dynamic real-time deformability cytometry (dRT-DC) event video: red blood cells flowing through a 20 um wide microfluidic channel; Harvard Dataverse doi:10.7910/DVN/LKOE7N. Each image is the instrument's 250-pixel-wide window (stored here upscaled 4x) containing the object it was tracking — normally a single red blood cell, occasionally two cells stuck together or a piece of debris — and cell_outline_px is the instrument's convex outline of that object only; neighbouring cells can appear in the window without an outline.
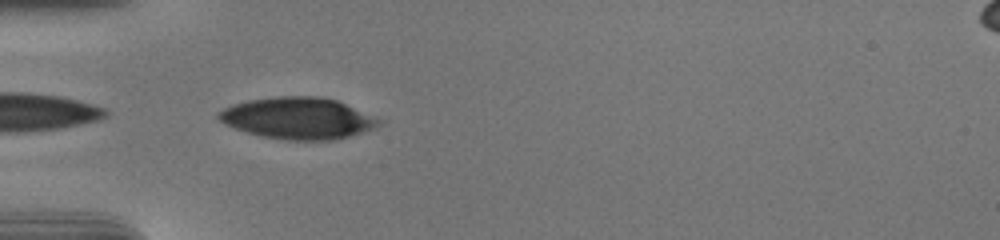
{"species": "human", "species_latin": "Homo sapiens", "temperature_condition": "cold", "stored_images_in_passage": 38, "camera_frame_rate_fps": 3000, "um_per_image_px": 0.085, "donor": {"sex": "male"}, "frame": {"image": 1, "passage_image": 1, "time_ms": 0.0, "image_size_px": [1000, 240], "cell_outline_px": [[380, 124], [372, 128], [336, 140], [288, 140], [264, 136], [248, 132], [224, 124], [216, 116], [216, 112], [232, 104], [248, 100], [276, 96], [320, 96], [336, 100], [380, 120]], "centroid_in_image_um": [25.25, 10.04], "position_along_channel_um": 59.7, "area_um2": 38.32}}
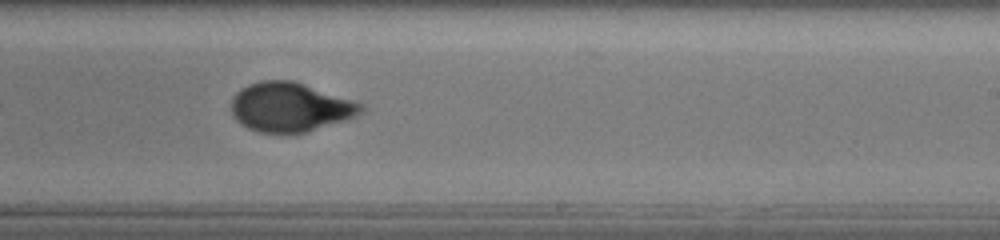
{"frame": {"image": 2, "passage_image": 18, "time_ms": 5.667, "image_size_px": [1000, 240], "cell_outline_px": [[368, 108], [364, 112], [348, 120], [308, 132], [256, 132], [248, 128], [236, 120], [232, 116], [232, 96], [240, 88], [248, 84], [260, 80], [292, 80], [364, 104]], "centroid_in_image_um": [24.68, 9.1], "position_along_channel_um": 264.3, "area_um2": 37.45}}
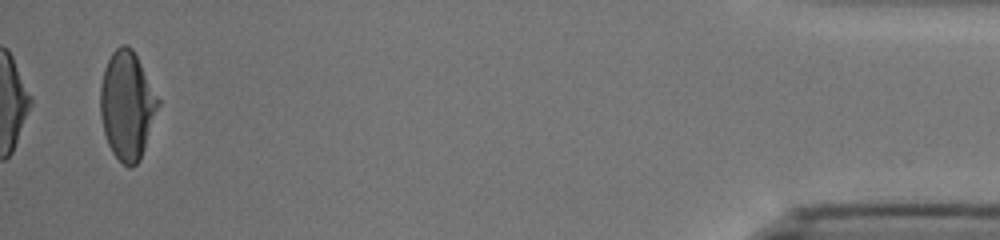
{"frame": {"image": 3, "passage_image": 37, "time_ms": 12.0, "image_size_px": [1000, 240], "cell_outline_px": [[160, 104], [140, 160], [132, 168], [128, 168], [112, 152], [108, 144], [104, 132], [100, 116], [100, 84], [104, 68], [112, 52], [120, 44], [128, 44], [132, 48], [160, 100]], "centroid_in_image_um": [10.79, 8.95], "position_along_channel_um": 424.4, "area_um2": 36.47}, "authors_computed_cell_mechanics": {"area_um2": 37.6278, "velocity_mm_per_s": 3.7291, "shape_relaxation_time_tau1_ms": 4.327, "shape_relaxation_time_tau2_ms": 1.1182, "deformation_change_tau1": 0.1888, "deformation_change_tau2": 0.0462}}